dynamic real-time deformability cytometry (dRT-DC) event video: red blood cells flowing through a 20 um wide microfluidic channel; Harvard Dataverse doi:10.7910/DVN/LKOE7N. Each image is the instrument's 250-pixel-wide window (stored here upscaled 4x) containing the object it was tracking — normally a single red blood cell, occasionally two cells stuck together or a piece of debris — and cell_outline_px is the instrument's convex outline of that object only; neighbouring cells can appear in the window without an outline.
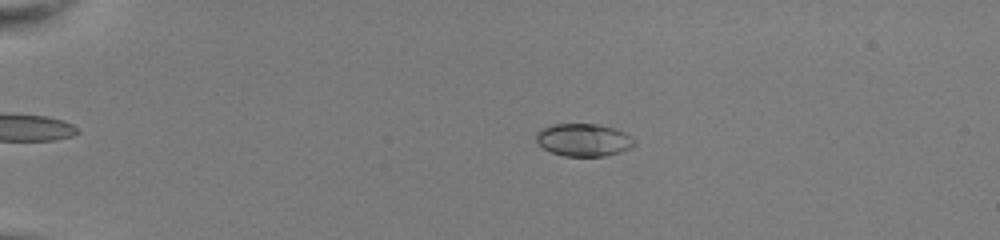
{"species": "common noctule bat (a hibernating species)", "species_latin": "Nyctalus noctula", "temperature_condition": "room temperature", "stored_images_in_passage": 43, "camera_frame_rate_fps": 3000, "um_per_image_px": 0.085, "animal": {"sex": "female", "body_mass_g": 22.0, "forearm_length_mm": 56.7}, "frame": {"image": 1, "passage_image": 3, "time_ms": 0.667, "image_size_px": [1000, 240], "cell_outline_px": [[636, 144], [620, 152], [604, 156], [564, 156], [552, 152], [544, 148], [536, 140], [536, 136], [540, 128], [552, 124], [596, 124], [616, 128], [632, 136], [636, 140]], "centroid_in_image_um": [49.63, 11.88], "position_along_channel_um": 35.4, "area_um2": 18.73}}
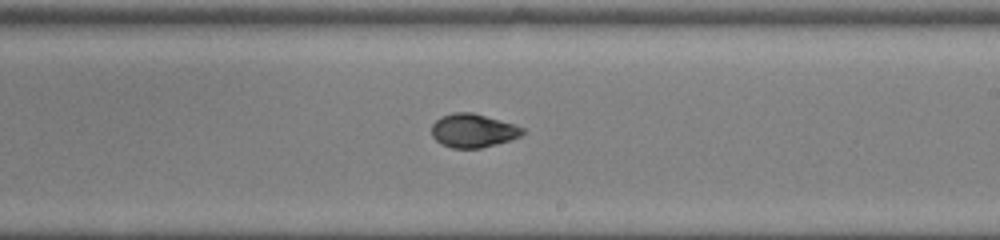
{"frame": {"image": 2, "passage_image": 24, "time_ms": 7.667, "image_size_px": [1000, 240], "cell_outline_px": [[524, 132], [520, 136], [512, 140], [480, 148], [452, 148], [440, 144], [432, 136], [432, 124], [440, 116], [452, 112], [472, 112], [500, 120], [524, 128]], "centroid_in_image_um": [40.18, 11.1], "position_along_channel_um": 248.8, "area_um2": 17.86}}
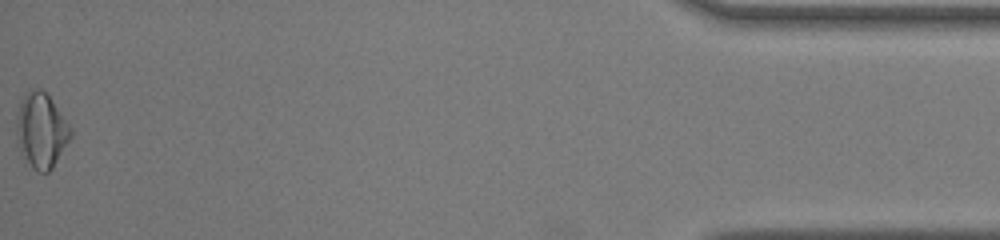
{"frame": {"image": 3, "passage_image": 43, "time_ms": 14.0, "image_size_px": [1000, 240], "cell_outline_px": [[72, 136], [52, 168], [48, 172], [36, 172], [32, 168], [20, 144], [16, 128], [16, 120], [20, 104], [28, 88], [40, 88], [48, 96], [72, 128]], "centroid_in_image_um": [3.54, 11.06], "position_along_channel_um": 431.7, "area_um2": 23.0}, "authors_computed_cell_mechanics": {"area_um2": 18.3804, "velocity_mm_per_s": 4.0539, "shape_relaxation_time_tau1_ms": 3.763, "shape_relaxation_time_tau2_ms": 2.383, "deformation_change_tau1": 0.1521, "deformation_change_tau2": 0.0483}}